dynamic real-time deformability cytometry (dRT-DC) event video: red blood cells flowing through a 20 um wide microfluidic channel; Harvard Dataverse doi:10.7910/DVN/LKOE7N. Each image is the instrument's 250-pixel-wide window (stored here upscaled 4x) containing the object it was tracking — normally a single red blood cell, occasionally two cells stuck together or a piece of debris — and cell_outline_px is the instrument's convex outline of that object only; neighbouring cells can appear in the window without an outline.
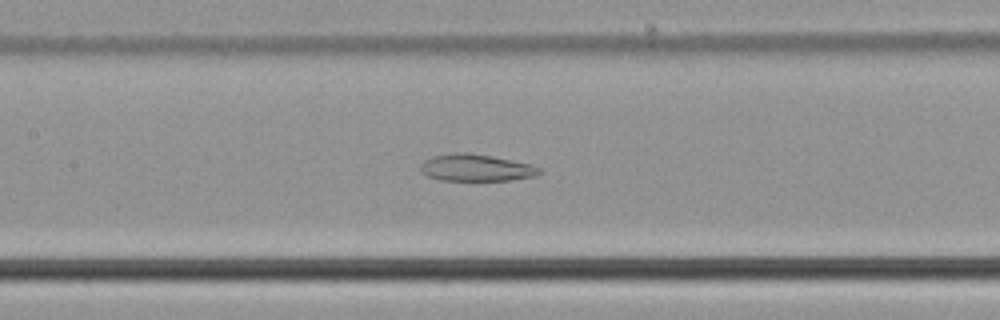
{"species": "common noctule bat (a hibernating species)", "species_latin": "Nyctalus noctula", "temperature_condition": "cold", "stored_images_in_passage": 34, "camera_frame_rate_fps": 3000, "um_per_image_px": 0.085, "animal": {"sex": "male", "body_mass_g": 21.5, "forearm_length_mm": 52.0}, "frame": {"image": 1, "passage_image": 15, "time_ms": 4.667, "image_size_px": [1000, 320], "cell_outline_px": [[544, 172], [536, 176], [508, 180], [440, 180], [428, 176], [420, 172], [420, 164], [424, 160], [432, 156], [464, 152], [492, 156], [532, 164], [540, 168]], "centroid_in_image_um": [40.48, 14.26], "position_along_channel_um": 166.9, "area_um2": 18.67}}
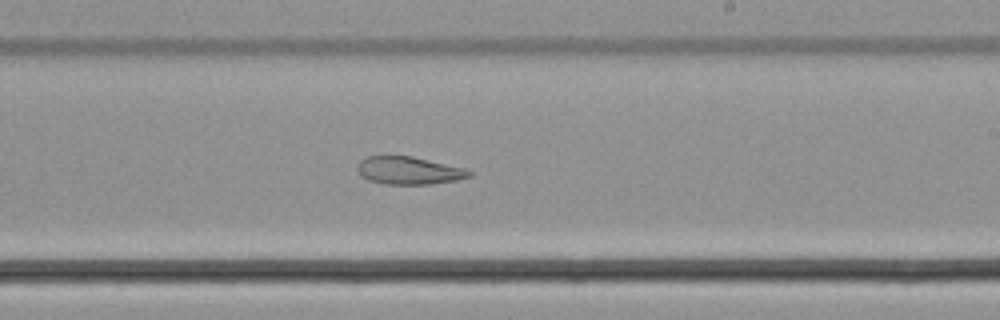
{"frame": {"image": 2, "passage_image": 22, "time_ms": 7.0, "image_size_px": [1000, 320], "cell_outline_px": [[472, 176], [456, 180], [432, 184], [384, 184], [368, 180], [360, 176], [360, 160], [368, 156], [412, 156], [464, 168], [472, 172]], "centroid_in_image_um": [34.78, 14.5], "position_along_channel_um": 254.2, "area_um2": 17.86}}
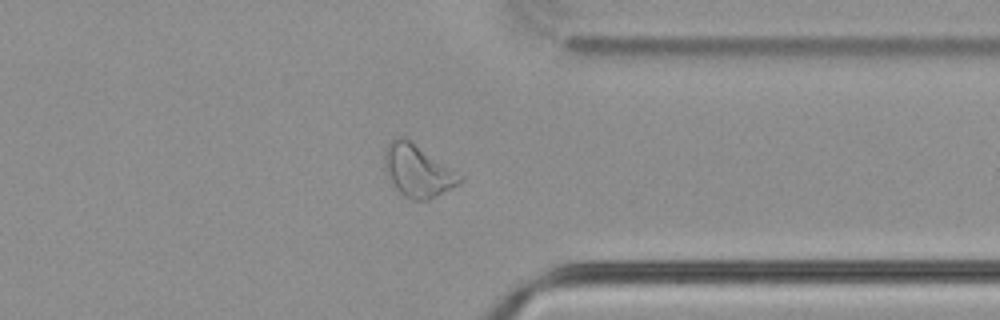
{"frame": {"image": 3, "passage_image": 32, "time_ms": 10.333, "image_size_px": [1000, 320], "cell_outline_px": [[464, 180], [460, 184], [428, 200], [412, 200], [404, 196], [392, 184], [384, 168], [384, 152], [388, 144], [396, 136], [404, 136], [464, 176]], "centroid_in_image_um": [35.51, 14.51], "position_along_channel_um": 375.9, "area_um2": 23.0}}